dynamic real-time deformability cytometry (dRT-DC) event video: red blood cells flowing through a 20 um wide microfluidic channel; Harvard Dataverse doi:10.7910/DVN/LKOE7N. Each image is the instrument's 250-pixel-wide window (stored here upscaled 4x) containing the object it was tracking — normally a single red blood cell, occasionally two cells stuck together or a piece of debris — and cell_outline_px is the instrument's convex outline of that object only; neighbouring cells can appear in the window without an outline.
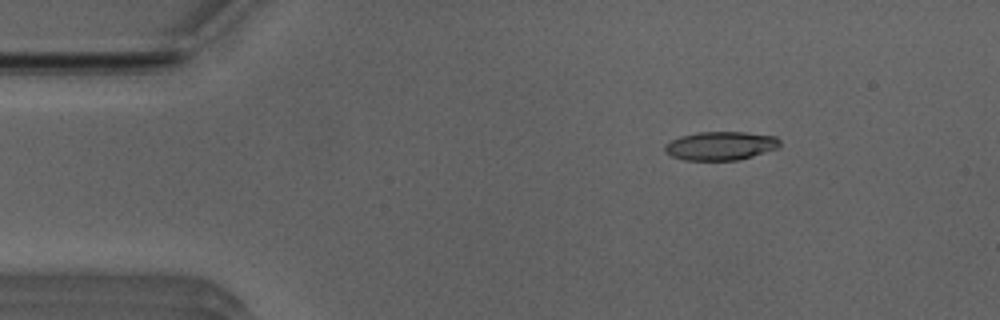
{"species": "Egyptian fruit bat (a non-hibernating species)", "species_latin": "Rousettus aegyptiacus", "temperature_condition": "room temperature", "stored_images_in_passage": 19, "camera_frame_rate_fps": 3000, "um_per_image_px": 0.085, "animal": {"sex": "male"}, "frame": {"image": 1, "passage_image": 8, "time_ms": 2.333, "image_size_px": [1000, 320], "cell_outline_px": [[780, 148], [752, 156], [736, 160], [684, 160], [672, 156], [664, 152], [664, 144], [680, 136], [700, 132], [744, 132], [776, 136], [780, 140]], "centroid_in_image_um": [61.26, 12.39], "position_along_channel_um": 23.7, "area_um2": 19.25}}
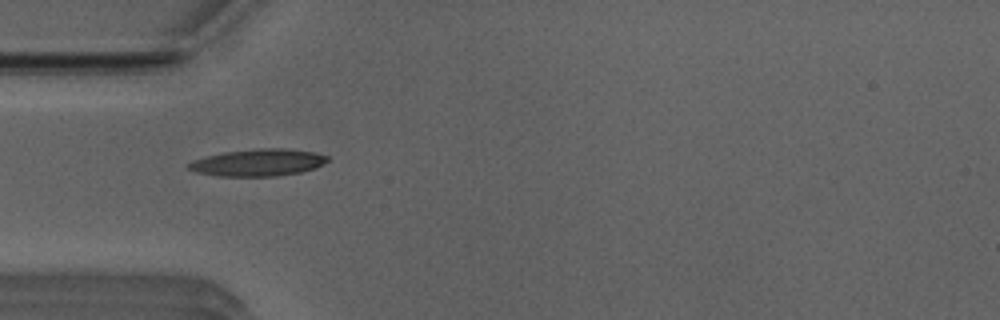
{"frame": {"image": 2, "passage_image": 16, "time_ms": 5.0, "image_size_px": [1000, 320], "cell_outline_px": [[328, 160], [316, 168], [300, 172], [276, 176], [216, 176], [196, 172], [188, 168], [184, 164], [192, 160], [224, 152], [264, 148], [284, 148], [316, 152], [328, 156]], "centroid_in_image_um": [21.92, 13.82], "position_along_channel_um": 63.1, "area_um2": 21.91}}